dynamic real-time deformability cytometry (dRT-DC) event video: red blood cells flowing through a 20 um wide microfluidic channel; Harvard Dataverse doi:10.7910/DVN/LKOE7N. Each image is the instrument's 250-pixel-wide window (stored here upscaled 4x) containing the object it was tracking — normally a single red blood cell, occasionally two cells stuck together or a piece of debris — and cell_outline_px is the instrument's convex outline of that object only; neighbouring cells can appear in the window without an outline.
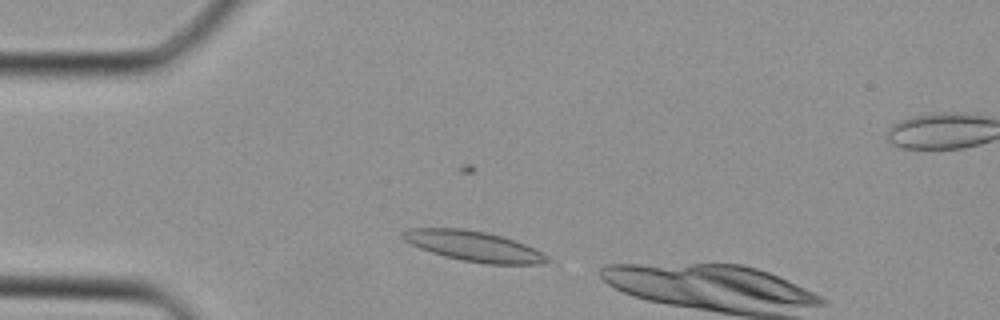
{"species": "Egyptian fruit bat (a non-hibernating species)", "species_latin": "Rousettus aegyptiacus", "temperature_condition": "cold", "stored_images_in_passage": 7, "camera_frame_rate_fps": 3000, "um_per_image_px": 0.085, "animal": {"sex": "female"}, "frame": {"image": 1, "passage_image": 5, "time_ms": 1.333, "image_size_px": [1000, 320], "cell_outline_px": [[552, 260], [540, 264], [488, 264], [464, 260], [444, 256], [420, 248], [404, 240], [400, 236], [400, 232], [412, 228], [464, 228], [484, 232], [500, 236], [524, 244], [548, 256]], "centroid_in_image_um": [40.23, 20.92], "position_along_channel_um": 44.8, "area_um2": 25.09}}